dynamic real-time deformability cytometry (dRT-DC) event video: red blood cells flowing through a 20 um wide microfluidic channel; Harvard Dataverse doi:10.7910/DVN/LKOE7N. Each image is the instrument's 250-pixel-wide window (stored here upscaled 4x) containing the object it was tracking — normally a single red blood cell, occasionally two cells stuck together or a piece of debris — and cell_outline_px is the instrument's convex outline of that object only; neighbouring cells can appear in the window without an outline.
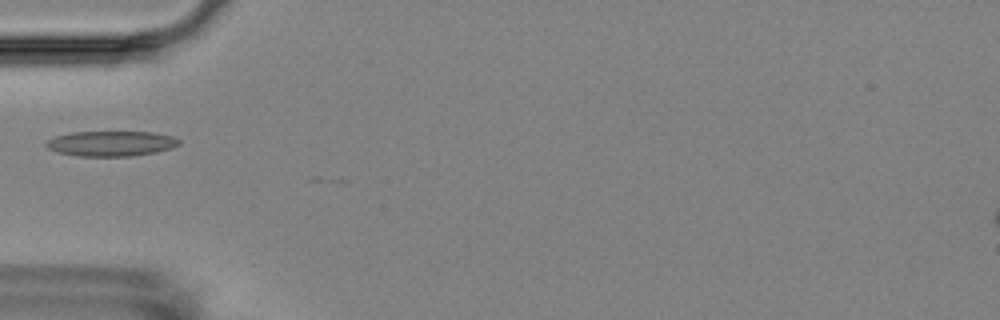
{"species": "Egyptian fruit bat (a non-hibernating species)", "species_latin": "Rousettus aegyptiacus", "temperature_condition": "room temperature", "stored_images_in_passage": 1, "camera_frame_rate_fps": 3000, "um_per_image_px": 0.085, "animal": {"sex": "female"}, "frame": {"image": 1, "passage_image": 1, "time_ms": 0.0, "image_size_px": [1000, 320], "cell_outline_px": [[180, 144], [172, 148], [156, 152], [132, 156], [76, 156], [56, 152], [48, 148], [44, 144], [44, 140], [56, 136], [72, 132], [152, 132], [172, 136], [180, 140]], "centroid_in_image_um": [9.41, 12.2], "position_along_channel_um": 75.6, "area_um2": 19.65}}